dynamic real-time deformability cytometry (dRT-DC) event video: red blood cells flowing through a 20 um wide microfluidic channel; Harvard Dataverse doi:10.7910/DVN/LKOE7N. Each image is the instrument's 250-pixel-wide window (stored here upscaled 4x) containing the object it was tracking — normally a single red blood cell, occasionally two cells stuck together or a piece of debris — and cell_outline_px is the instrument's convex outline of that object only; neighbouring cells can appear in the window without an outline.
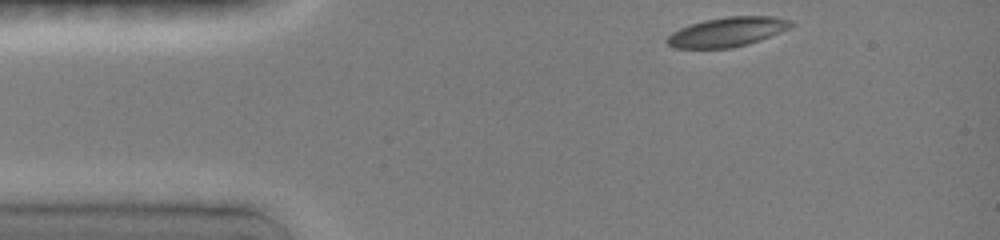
{"species": "common noctule bat (a hibernating species)", "species_latin": "Nyctalus noctula", "temperature_condition": "room temperature", "stored_images_in_passage": 6, "camera_frame_rate_fps": 3000, "um_per_image_px": 0.085, "animal": {"sex": "female", "body_mass_g": 19.0, "forearm_length_mm": 51.5}, "frame": {"image": 1, "passage_image": 1, "time_ms": 0.0, "image_size_px": [1000, 240], "cell_outline_px": [[792, 24], [788, 28], [780, 32], [744, 44], [728, 48], [676, 48], [668, 44], [664, 40], [672, 32], [680, 28], [704, 20], [728, 16], [772, 16], [792, 20]], "centroid_in_image_um": [61.77, 2.7], "position_along_channel_um": 23.2, "area_um2": 20.81}}
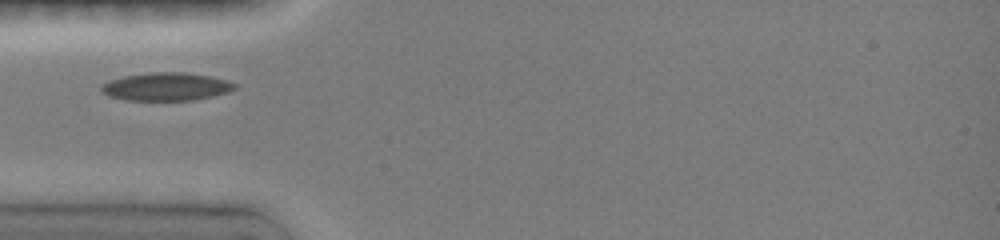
{"frame": {"image": 2, "passage_image": 4, "time_ms": 2.667, "image_size_px": [1000, 240], "cell_outline_px": [[236, 88], [228, 92], [192, 100], [124, 100], [112, 96], [104, 92], [100, 88], [104, 84], [112, 80], [124, 76], [148, 72], [184, 72], [208, 76], [224, 80], [236, 84]], "centroid_in_image_um": [14.13, 7.36], "position_along_channel_um": 70.9, "area_um2": 21.33}}
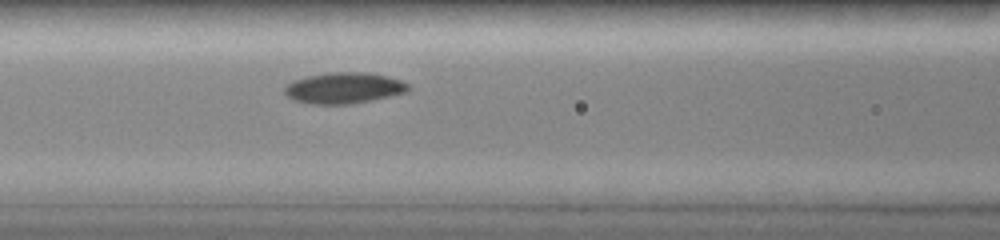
{"frame": {"image": 3, "passage_image": 6, "time_ms": 4.333, "image_size_px": [1000, 240], "cell_outline_px": [[408, 88], [404, 92], [368, 100], [348, 104], [312, 104], [292, 100], [284, 92], [284, 88], [288, 84], [296, 80], [308, 76], [328, 72], [364, 72], [388, 76], [400, 80], [408, 84]], "centroid_in_image_um": [29.18, 7.47], "position_along_channel_um": 137.4, "area_um2": 21.91}}